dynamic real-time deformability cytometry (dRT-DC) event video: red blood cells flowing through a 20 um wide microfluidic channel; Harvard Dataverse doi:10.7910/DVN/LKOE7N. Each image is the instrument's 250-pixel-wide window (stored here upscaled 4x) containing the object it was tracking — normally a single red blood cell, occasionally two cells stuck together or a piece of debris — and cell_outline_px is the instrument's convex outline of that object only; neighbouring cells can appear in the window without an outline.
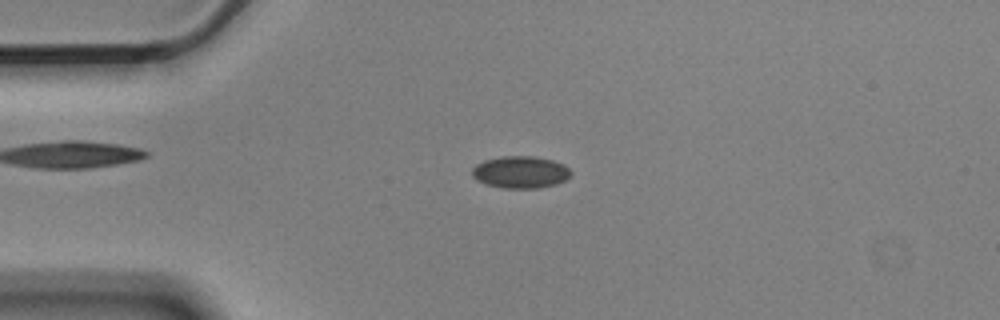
{"species": "Egyptian fruit bat (a non-hibernating species)", "species_latin": "Rousettus aegyptiacus", "temperature_condition": "cold", "stored_images_in_passage": 2, "camera_frame_rate_fps": 3000, "um_per_image_px": 0.085, "animal": {"sex": "male"}, "frame": {"image": 1, "passage_image": 1, "time_ms": 0.0, "image_size_px": [1000, 320], "cell_outline_px": [[572, 172], [564, 180], [556, 184], [536, 188], [504, 188], [484, 184], [476, 180], [472, 176], [472, 168], [476, 164], [484, 160], [500, 156], [536, 156], [552, 160], [564, 164]], "centroid_in_image_um": [44.2, 14.62], "position_along_channel_um": 40.8, "area_um2": 18.55}}